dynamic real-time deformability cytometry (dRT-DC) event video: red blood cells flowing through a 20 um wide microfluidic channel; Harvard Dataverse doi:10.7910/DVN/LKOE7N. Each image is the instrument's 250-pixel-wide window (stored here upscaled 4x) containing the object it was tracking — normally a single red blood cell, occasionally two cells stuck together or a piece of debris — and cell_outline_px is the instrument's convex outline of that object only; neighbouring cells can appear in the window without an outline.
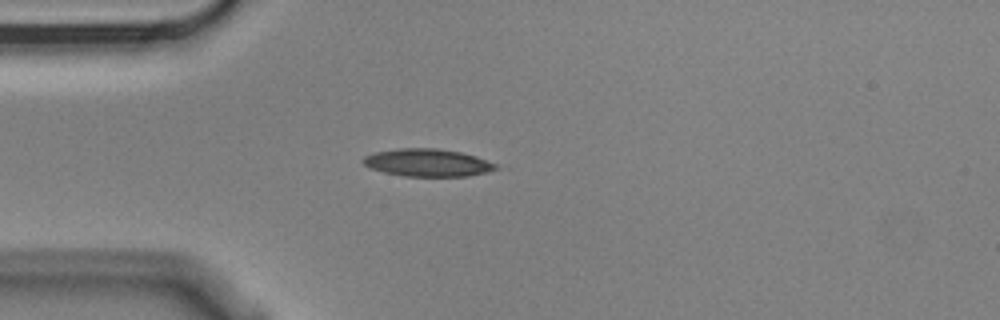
{"species": "Egyptian fruit bat (a non-hibernating species)", "species_latin": "Rousettus aegyptiacus", "temperature_condition": "cold", "stored_images_in_passage": 5, "camera_frame_rate_fps": 3000, "um_per_image_px": 0.085, "animal": {"sex": "male"}, "frame": {"image": 1, "passage_image": 5, "time_ms": 1.333, "image_size_px": [1000, 320], "cell_outline_px": [[496, 168], [488, 172], [468, 176], [404, 176], [384, 172], [372, 168], [364, 164], [360, 160], [364, 156], [376, 152], [400, 148], [436, 148], [460, 152], [476, 156], [496, 164]], "centroid_in_image_um": [36.33, 13.82], "position_along_channel_um": 48.7, "area_um2": 21.15}}